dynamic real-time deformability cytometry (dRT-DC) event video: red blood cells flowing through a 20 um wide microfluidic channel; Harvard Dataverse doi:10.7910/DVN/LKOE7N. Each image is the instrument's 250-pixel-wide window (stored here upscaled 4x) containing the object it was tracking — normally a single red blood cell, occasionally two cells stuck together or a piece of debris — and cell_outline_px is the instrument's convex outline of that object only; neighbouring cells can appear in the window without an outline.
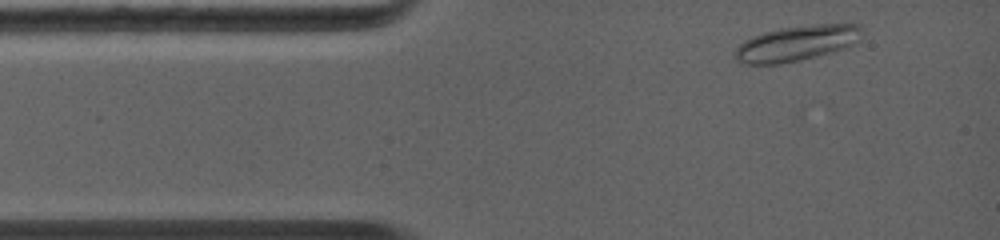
{"species": "common noctule bat (a hibernating species)", "species_latin": "Nyctalus noctula", "temperature_condition": "warm", "stored_images_in_passage": 19, "camera_frame_rate_fps": 5000, "um_per_image_px": 0.085, "animal": {"sex": "female", "body_mass_g": 19.0, "forearm_length_mm": 56.7}, "frame": {"image": 1, "passage_image": 3, "time_ms": 0.4, "image_size_px": [1000, 240], "cell_outline_px": [[864, 32], [860, 40], [856, 44], [832, 52], [800, 60], [780, 64], [740, 64], [732, 56], [732, 52], [744, 40], [752, 36], [764, 32], [780, 28], [812, 24], [860, 24]], "centroid_in_image_um": [67.71, 3.68], "position_along_channel_um": 17.3, "area_um2": 26.7}}